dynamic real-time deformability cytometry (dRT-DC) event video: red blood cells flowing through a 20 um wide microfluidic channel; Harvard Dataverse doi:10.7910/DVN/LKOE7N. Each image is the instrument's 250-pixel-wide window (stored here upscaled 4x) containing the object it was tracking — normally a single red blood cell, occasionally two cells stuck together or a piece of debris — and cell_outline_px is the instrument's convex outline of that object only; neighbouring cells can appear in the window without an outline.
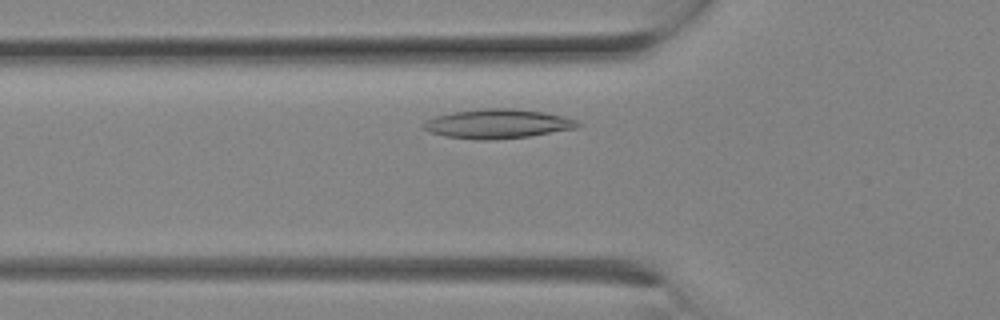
{"species": "Egyptian fruit bat (a non-hibernating species)", "species_latin": "Rousettus aegyptiacus", "temperature_condition": "room temperature", "stored_images_in_passage": 6, "camera_frame_rate_fps": 3000, "um_per_image_px": 0.085, "animal": {"sex": "female"}, "frame": {"image": 1, "passage_image": 4, "time_ms": 1.0, "image_size_px": [1000, 320], "cell_outline_px": [[580, 128], [532, 136], [488, 140], [476, 140], [444, 136], [432, 132], [424, 128], [424, 124], [428, 120], [436, 116], [452, 112], [484, 108], [512, 108], [544, 112], [576, 120], [580, 124]], "centroid_in_image_um": [42.35, 10.53], "position_along_channel_um": 83.5, "area_um2": 26.24}}
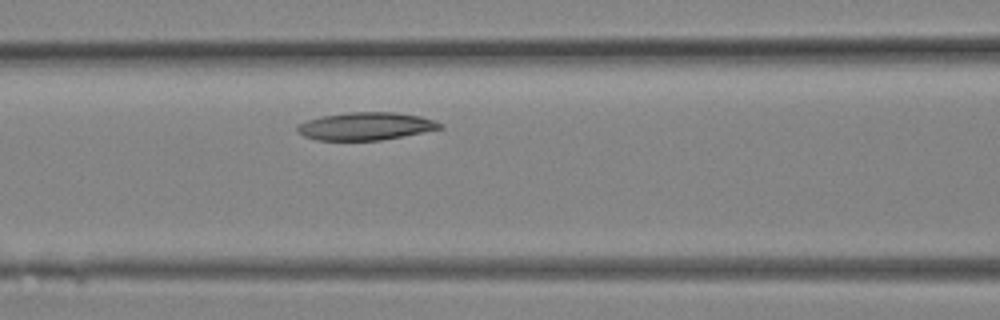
{"frame": {"image": 2, "passage_image": 6, "time_ms": 1.667, "image_size_px": [1000, 320], "cell_outline_px": [[444, 128], [404, 136], [380, 140], [316, 140], [304, 136], [296, 132], [296, 124], [304, 120], [320, 116], [348, 112], [396, 112], [420, 116], [436, 120], [444, 124]], "centroid_in_image_um": [31.07, 10.72], "position_along_channel_um": 135.5, "area_um2": 23.47}}